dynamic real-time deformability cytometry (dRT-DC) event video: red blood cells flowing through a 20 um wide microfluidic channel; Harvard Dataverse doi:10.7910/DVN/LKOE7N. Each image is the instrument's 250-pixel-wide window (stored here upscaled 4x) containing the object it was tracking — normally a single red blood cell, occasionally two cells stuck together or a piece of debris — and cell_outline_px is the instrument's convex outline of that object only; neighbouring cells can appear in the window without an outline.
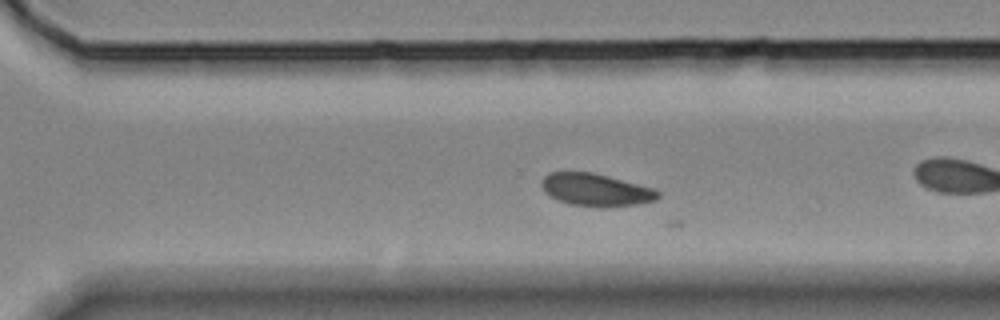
{"species": "Egyptian fruit bat (a non-hibernating species)", "species_latin": "Rousettus aegyptiacus", "temperature_condition": "room temperature", "stored_images_in_passage": 34, "camera_frame_rate_fps": 3000, "um_per_image_px": 0.085, "animal": {"sex": "female"}, "frame": {"image": 1, "passage_image": 19, "time_ms": 6.0, "image_size_px": [1000, 320], "cell_outline_px": [[660, 196], [656, 200], [636, 204], [608, 208], [568, 204], [556, 200], [544, 192], [540, 184], [544, 176], [548, 172], [592, 172], [608, 176], [652, 188], [660, 192]], "centroid_in_image_um": [50.61, 16.15], "position_along_channel_um": 320.0, "area_um2": 22.2}}